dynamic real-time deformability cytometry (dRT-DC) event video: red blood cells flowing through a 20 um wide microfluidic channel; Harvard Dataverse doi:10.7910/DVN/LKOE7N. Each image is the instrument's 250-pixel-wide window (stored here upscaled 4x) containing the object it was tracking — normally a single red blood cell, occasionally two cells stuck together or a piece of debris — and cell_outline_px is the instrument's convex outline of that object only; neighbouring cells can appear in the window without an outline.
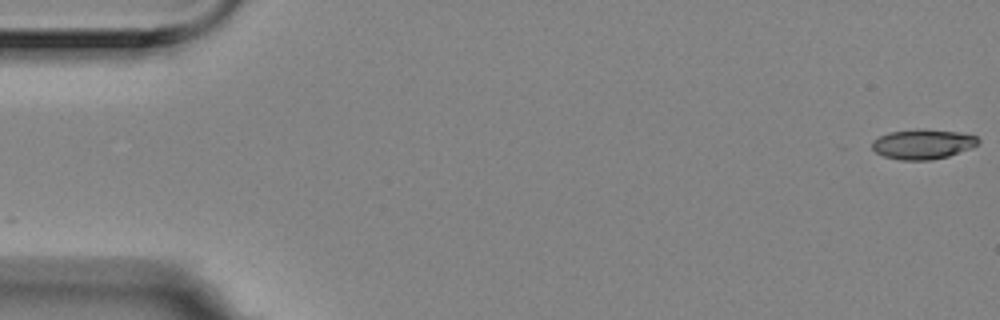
{"species": "Egyptian fruit bat (a non-hibernating species)", "species_latin": "Rousettus aegyptiacus", "temperature_condition": "room temperature", "stored_images_in_passage": 7, "camera_frame_rate_fps": 3000, "um_per_image_px": 0.085, "animal": {"sex": "female"}, "frame": {"image": 1, "passage_image": 1, "time_ms": 0.0, "image_size_px": [1000, 320], "cell_outline_px": [[980, 140], [972, 148], [948, 156], [932, 160], [900, 160], [884, 156], [876, 152], [872, 148], [872, 140], [888, 132], [960, 132], [976, 136]], "centroid_in_image_um": [78.43, 12.31], "position_along_channel_um": 6.6, "area_um2": 17.57}}
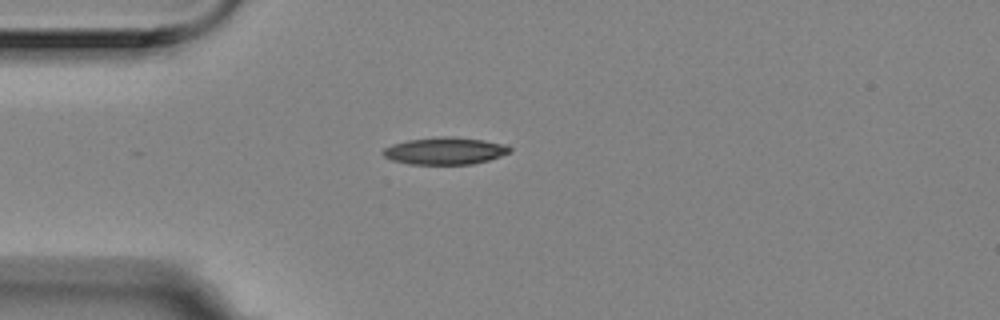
{"frame": {"image": 2, "passage_image": 5, "time_ms": 1.333, "image_size_px": [1000, 320], "cell_outline_px": [[512, 152], [488, 160], [472, 164], [408, 164], [392, 160], [384, 156], [380, 152], [384, 148], [392, 144], [408, 140], [444, 136], [448, 136], [484, 140], [508, 144], [512, 148]], "centroid_in_image_um": [37.84, 12.82], "position_along_channel_um": 47.2, "area_um2": 20.17}}
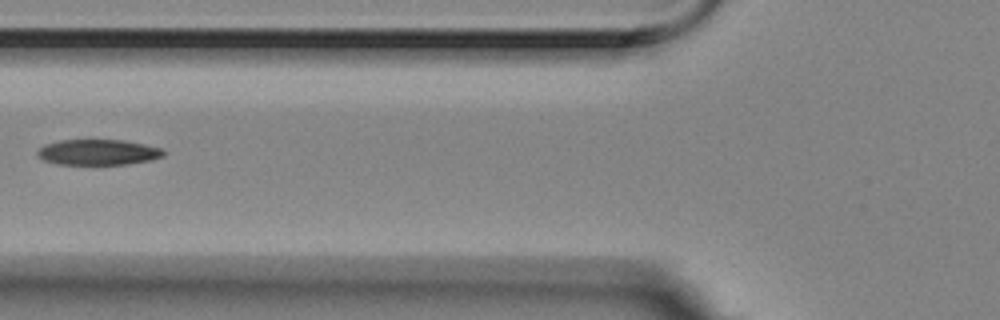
{"frame": {"image": 3, "passage_image": 7, "time_ms": 2.0, "image_size_px": [1000, 320], "cell_outline_px": [[164, 156], [152, 160], [128, 164], [56, 164], [44, 160], [36, 156], [36, 152], [44, 144], [60, 140], [124, 140], [164, 148]], "centroid_in_image_um": [8.34, 12.94], "position_along_channel_um": 117.5, "area_um2": 18.96}}